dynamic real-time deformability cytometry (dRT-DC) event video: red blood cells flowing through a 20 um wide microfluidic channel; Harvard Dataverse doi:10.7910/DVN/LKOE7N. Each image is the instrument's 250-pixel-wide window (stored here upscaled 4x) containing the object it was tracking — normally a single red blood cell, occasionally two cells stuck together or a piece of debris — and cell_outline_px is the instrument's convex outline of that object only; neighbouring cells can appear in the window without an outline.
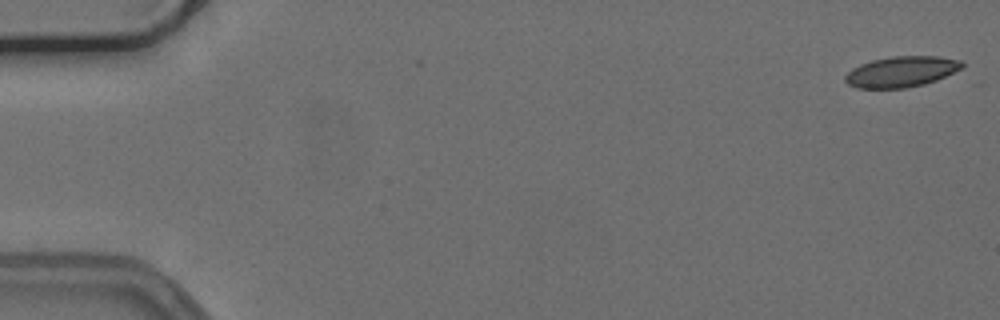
{"species": "common noctule bat (a hibernating species)", "species_latin": "Nyctalus noctula", "temperature_condition": "cold", "stored_images_in_passage": 18, "camera_frame_rate_fps": 3000, "um_per_image_px": 0.085, "animal": {"sex": "female", "body_mass_g": 24.6, "forearm_length_mm": 56.2}, "frame": {"image": 1, "passage_image": 1, "time_ms": 0.0, "image_size_px": [1000, 320], "cell_outline_px": [[964, 68], [936, 80], [924, 84], [904, 88], [856, 88], [848, 84], [844, 80], [844, 76], [852, 68], [860, 64], [872, 60], [892, 56], [936, 56], [960, 60], [964, 64]], "centroid_in_image_um": [76.61, 6.09], "position_along_channel_um": 8.4, "area_um2": 20.98}}
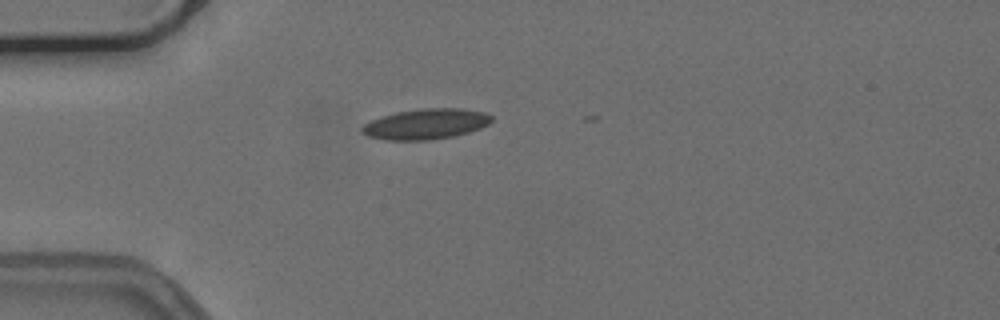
{"frame": {"image": 2, "passage_image": 15, "time_ms": 4.667, "image_size_px": [1000, 320], "cell_outline_px": [[492, 120], [488, 124], [480, 128], [468, 132], [452, 136], [428, 140], [384, 140], [368, 136], [360, 132], [360, 128], [364, 124], [380, 116], [396, 112], [424, 108], [460, 108], [484, 112], [492, 116]], "centroid_in_image_um": [36.16, 10.54], "position_along_channel_um": 48.8, "area_um2": 23.0}}